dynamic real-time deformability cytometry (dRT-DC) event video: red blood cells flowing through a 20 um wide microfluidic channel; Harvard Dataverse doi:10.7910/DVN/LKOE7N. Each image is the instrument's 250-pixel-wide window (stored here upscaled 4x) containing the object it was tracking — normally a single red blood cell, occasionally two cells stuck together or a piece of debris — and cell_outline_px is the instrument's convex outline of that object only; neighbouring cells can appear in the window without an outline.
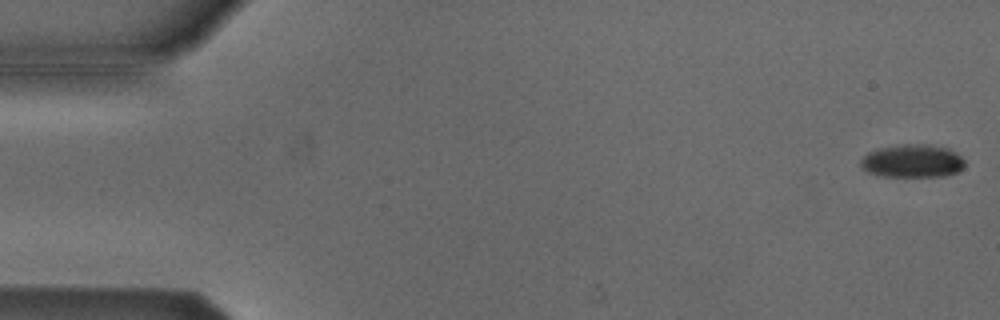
{"species": "Egyptian fruit bat (a non-hibernating species)", "species_latin": "Rousettus aegyptiacus", "temperature_condition": "cold", "stored_images_in_passage": 52, "camera_frame_rate_fps": 3000, "um_per_image_px": 0.085, "animal": {"sex": "male"}, "frame": {"image": 1, "passage_image": 1, "time_ms": 0.0, "image_size_px": [1000, 320], "cell_outline_px": [[964, 164], [956, 172], [944, 176], [884, 176], [868, 172], [860, 164], [860, 160], [868, 152], [880, 148], [904, 144], [928, 144], [948, 148], [956, 152], [964, 160]], "centroid_in_image_um": [77.55, 13.67], "position_along_channel_um": 7.4, "area_um2": 19.83}}
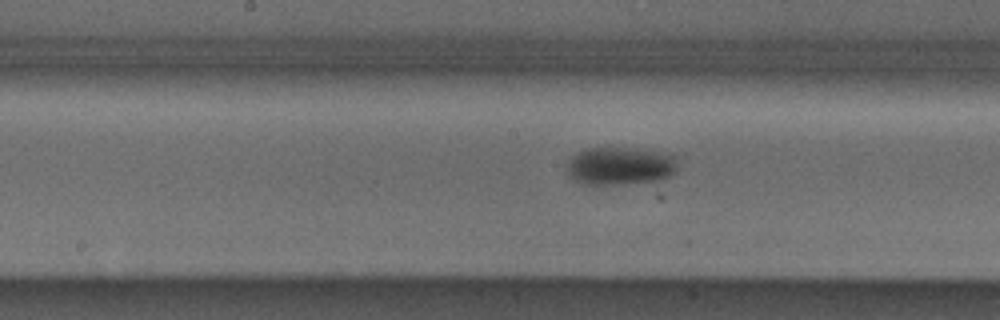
{"frame": {"image": 2, "passage_image": 27, "time_ms": 8.667, "image_size_px": [1000, 320], "cell_outline_px": [[676, 168], [668, 176], [660, 180], [624, 184], [584, 184], [572, 180], [568, 176], [568, 164], [572, 156], [588, 148], [636, 148], [676, 156]], "centroid_in_image_um": [52.68, 14.12], "position_along_channel_um": 195.5, "area_um2": 24.22}}
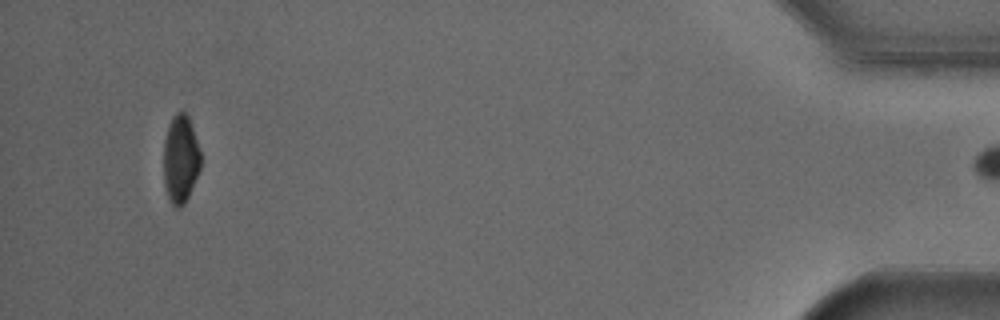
{"frame": {"image": 3, "passage_image": 51, "time_ms": 16.667, "image_size_px": [1000, 320], "cell_outline_px": [[200, 168], [188, 196], [184, 204], [180, 208], [176, 208], [172, 204], [168, 196], [164, 180], [164, 144], [168, 124], [172, 116], [176, 112], [184, 108], [188, 116], [200, 152]], "centroid_in_image_um": [15.33, 13.48], "position_along_channel_um": 419.9, "area_um2": 18.84}, "authors_computed_cell_mechanics": {"area_um2": 21.6461, "velocity_mm_per_s": 3.8174, "shape_relaxation_time_tau1_ms": 2.1858, "shape_relaxation_time_tau2_ms": null, "deformation_change_tau1": 0.0825, "deformation_change_tau2": null}}